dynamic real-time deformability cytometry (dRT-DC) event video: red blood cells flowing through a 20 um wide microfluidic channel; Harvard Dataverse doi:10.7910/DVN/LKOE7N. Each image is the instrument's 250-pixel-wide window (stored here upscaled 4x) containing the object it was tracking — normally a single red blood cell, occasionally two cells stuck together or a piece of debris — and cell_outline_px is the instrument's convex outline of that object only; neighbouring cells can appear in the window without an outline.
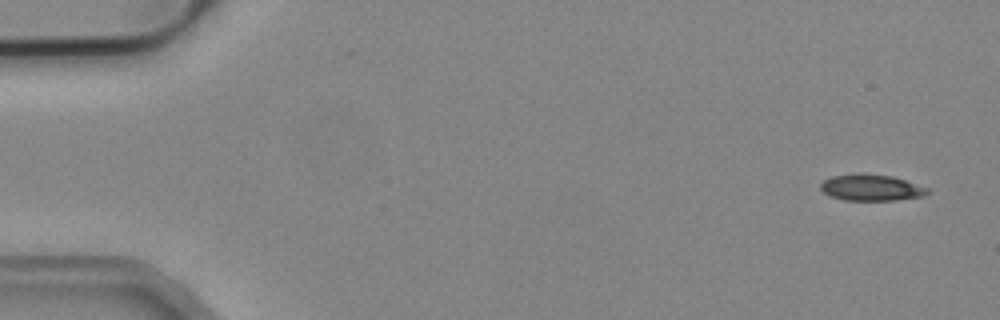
{"species": "common noctule bat (a hibernating species)", "species_latin": "Nyctalus noctula", "temperature_condition": "cold", "stored_images_in_passage": 6, "segment_of_instrument_passage": [2, 2], "camera_frame_rate_fps": 3000, "um_per_image_px": 0.085, "animal": {"sex": "male", "body_mass_g": 19.2, "forearm_length_mm": 51.8}, "frame": {"image": 1, "passage_image": 6, "time_ms": 1.667, "image_size_px": [1000, 320], "cell_outline_px": [[932, 192], [924, 196], [896, 200], [844, 200], [832, 196], [824, 192], [820, 188], [820, 184], [824, 180], [832, 176], [892, 176], [928, 188]], "centroid_in_image_um": [74.11, 16.0], "position_along_channel_um": 10.9, "area_um2": 15.61}}